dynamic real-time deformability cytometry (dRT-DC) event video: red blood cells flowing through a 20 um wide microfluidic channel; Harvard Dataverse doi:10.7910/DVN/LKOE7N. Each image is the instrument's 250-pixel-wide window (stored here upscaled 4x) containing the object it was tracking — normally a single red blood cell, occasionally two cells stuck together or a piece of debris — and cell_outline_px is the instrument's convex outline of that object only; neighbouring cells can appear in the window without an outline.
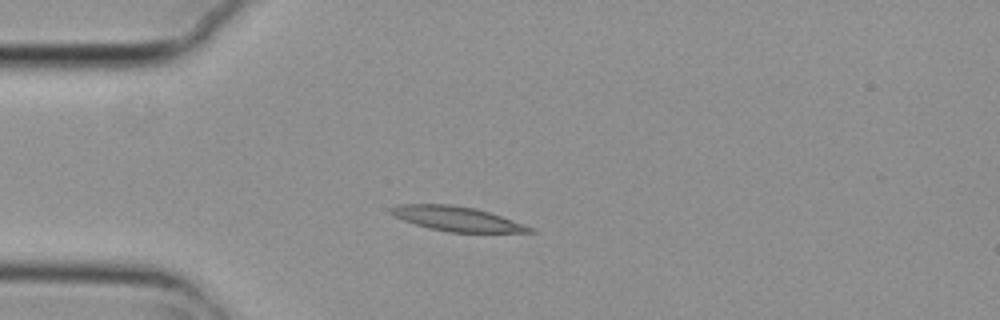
{"species": "common noctule bat (a hibernating species)", "species_latin": "Nyctalus noctula", "temperature_condition": "cold", "stored_images_in_passage": 4, "camera_frame_rate_fps": 3000, "um_per_image_px": 0.085, "animal": {"sex": "female", "body_mass_g": 29.2, "forearm_length_mm": 56.3}, "frame": {"image": 1, "passage_image": 1, "time_ms": 0.0, "image_size_px": [1000, 320], "cell_outline_px": [[536, 232], [448, 232], [428, 228], [404, 220], [388, 212], [388, 208], [396, 204], [452, 204], [476, 208], [536, 228]], "centroid_in_image_um": [38.82, 18.59], "position_along_channel_um": 46.2, "area_um2": 19.88}}
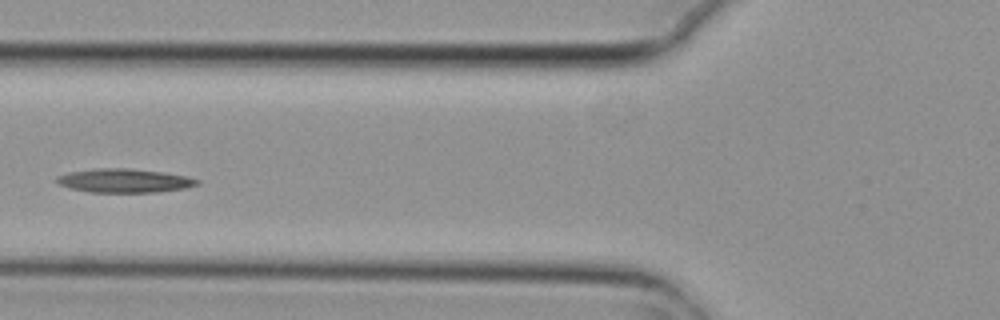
{"frame": {"image": 2, "passage_image": 3, "time_ms": 0.667, "image_size_px": [1000, 320], "cell_outline_px": [[200, 184], [184, 188], [156, 192], [92, 192], [68, 188], [60, 184], [56, 180], [56, 176], [68, 172], [96, 168], [132, 168], [164, 172], [188, 176], [200, 180]], "centroid_in_image_um": [10.58, 15.34], "position_along_channel_um": 115.2, "area_um2": 19.59}}
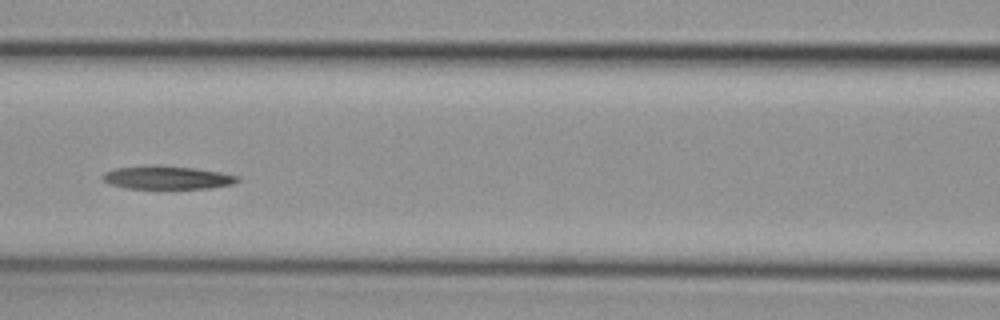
{"frame": {"image": 3, "passage_image": 4, "time_ms": 1.0, "image_size_px": [1000, 320], "cell_outline_px": [[240, 180], [232, 184], [212, 188], [124, 188], [112, 184], [104, 180], [100, 176], [104, 172], [116, 168], [152, 164], [156, 164], [196, 168], [220, 172], [240, 176]], "centroid_in_image_um": [14.21, 15.07], "position_along_channel_um": 152.4, "area_um2": 18.44}}